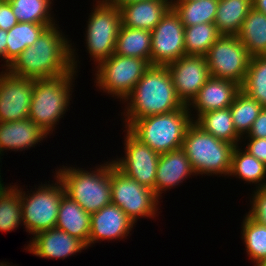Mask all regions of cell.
Returning <instances> with one entry per match:
<instances>
[{"label": "cell", "mask_w": 266, "mask_h": 266, "mask_svg": "<svg viewBox=\"0 0 266 266\" xmlns=\"http://www.w3.org/2000/svg\"><path fill=\"white\" fill-rule=\"evenodd\" d=\"M172 8V0H143L120 8L125 27L152 31Z\"/></svg>", "instance_id": "obj_20"}, {"label": "cell", "mask_w": 266, "mask_h": 266, "mask_svg": "<svg viewBox=\"0 0 266 266\" xmlns=\"http://www.w3.org/2000/svg\"><path fill=\"white\" fill-rule=\"evenodd\" d=\"M123 101L127 102L123 114L125 129L135 119L169 113L185 106L175 92L167 66L160 65H150Z\"/></svg>", "instance_id": "obj_2"}, {"label": "cell", "mask_w": 266, "mask_h": 266, "mask_svg": "<svg viewBox=\"0 0 266 266\" xmlns=\"http://www.w3.org/2000/svg\"><path fill=\"white\" fill-rule=\"evenodd\" d=\"M47 135L29 117L14 122H0V157L4 150L23 151L35 147Z\"/></svg>", "instance_id": "obj_21"}, {"label": "cell", "mask_w": 266, "mask_h": 266, "mask_svg": "<svg viewBox=\"0 0 266 266\" xmlns=\"http://www.w3.org/2000/svg\"><path fill=\"white\" fill-rule=\"evenodd\" d=\"M18 22L56 24L51 17V0H8Z\"/></svg>", "instance_id": "obj_34"}, {"label": "cell", "mask_w": 266, "mask_h": 266, "mask_svg": "<svg viewBox=\"0 0 266 266\" xmlns=\"http://www.w3.org/2000/svg\"><path fill=\"white\" fill-rule=\"evenodd\" d=\"M0 175V231L11 232L23 225L22 206L18 186H4Z\"/></svg>", "instance_id": "obj_30"}, {"label": "cell", "mask_w": 266, "mask_h": 266, "mask_svg": "<svg viewBox=\"0 0 266 266\" xmlns=\"http://www.w3.org/2000/svg\"><path fill=\"white\" fill-rule=\"evenodd\" d=\"M237 36L251 57L266 55V14L252 7Z\"/></svg>", "instance_id": "obj_24"}, {"label": "cell", "mask_w": 266, "mask_h": 266, "mask_svg": "<svg viewBox=\"0 0 266 266\" xmlns=\"http://www.w3.org/2000/svg\"><path fill=\"white\" fill-rule=\"evenodd\" d=\"M124 138L125 157L112 160L127 177L154 191L156 169L160 154L137 139L128 129Z\"/></svg>", "instance_id": "obj_12"}, {"label": "cell", "mask_w": 266, "mask_h": 266, "mask_svg": "<svg viewBox=\"0 0 266 266\" xmlns=\"http://www.w3.org/2000/svg\"><path fill=\"white\" fill-rule=\"evenodd\" d=\"M232 121L236 132L244 139L253 122L259 116L262 106L243 90H239L230 105Z\"/></svg>", "instance_id": "obj_31"}, {"label": "cell", "mask_w": 266, "mask_h": 266, "mask_svg": "<svg viewBox=\"0 0 266 266\" xmlns=\"http://www.w3.org/2000/svg\"><path fill=\"white\" fill-rule=\"evenodd\" d=\"M111 203L119 206L134 222L140 217H155L159 210V198L155 192L139 184L121 171L110 161Z\"/></svg>", "instance_id": "obj_9"}, {"label": "cell", "mask_w": 266, "mask_h": 266, "mask_svg": "<svg viewBox=\"0 0 266 266\" xmlns=\"http://www.w3.org/2000/svg\"><path fill=\"white\" fill-rule=\"evenodd\" d=\"M7 31L0 29V57L6 63Z\"/></svg>", "instance_id": "obj_40"}, {"label": "cell", "mask_w": 266, "mask_h": 266, "mask_svg": "<svg viewBox=\"0 0 266 266\" xmlns=\"http://www.w3.org/2000/svg\"><path fill=\"white\" fill-rule=\"evenodd\" d=\"M99 166L89 172L70 166L55 170L65 194L90 214L111 203L110 161Z\"/></svg>", "instance_id": "obj_5"}, {"label": "cell", "mask_w": 266, "mask_h": 266, "mask_svg": "<svg viewBox=\"0 0 266 266\" xmlns=\"http://www.w3.org/2000/svg\"><path fill=\"white\" fill-rule=\"evenodd\" d=\"M221 34L214 23H200L184 30L186 55L205 56Z\"/></svg>", "instance_id": "obj_32"}, {"label": "cell", "mask_w": 266, "mask_h": 266, "mask_svg": "<svg viewBox=\"0 0 266 266\" xmlns=\"http://www.w3.org/2000/svg\"><path fill=\"white\" fill-rule=\"evenodd\" d=\"M255 266H266V259H264L261 262L257 263Z\"/></svg>", "instance_id": "obj_43"}, {"label": "cell", "mask_w": 266, "mask_h": 266, "mask_svg": "<svg viewBox=\"0 0 266 266\" xmlns=\"http://www.w3.org/2000/svg\"><path fill=\"white\" fill-rule=\"evenodd\" d=\"M250 199L251 210L247 215L255 222L266 226V187L256 189Z\"/></svg>", "instance_id": "obj_36"}, {"label": "cell", "mask_w": 266, "mask_h": 266, "mask_svg": "<svg viewBox=\"0 0 266 266\" xmlns=\"http://www.w3.org/2000/svg\"><path fill=\"white\" fill-rule=\"evenodd\" d=\"M240 89L234 81L210 77L187 105L189 110L193 107L197 114L191 117L192 121L205 112L229 108Z\"/></svg>", "instance_id": "obj_18"}, {"label": "cell", "mask_w": 266, "mask_h": 266, "mask_svg": "<svg viewBox=\"0 0 266 266\" xmlns=\"http://www.w3.org/2000/svg\"><path fill=\"white\" fill-rule=\"evenodd\" d=\"M239 147L236 145L233 149L228 176H236L245 182L257 184L256 189L266 187V165Z\"/></svg>", "instance_id": "obj_25"}, {"label": "cell", "mask_w": 266, "mask_h": 266, "mask_svg": "<svg viewBox=\"0 0 266 266\" xmlns=\"http://www.w3.org/2000/svg\"><path fill=\"white\" fill-rule=\"evenodd\" d=\"M34 81V78L12 75L6 69L0 72V122L28 117Z\"/></svg>", "instance_id": "obj_14"}, {"label": "cell", "mask_w": 266, "mask_h": 266, "mask_svg": "<svg viewBox=\"0 0 266 266\" xmlns=\"http://www.w3.org/2000/svg\"><path fill=\"white\" fill-rule=\"evenodd\" d=\"M252 6L257 11L266 14V0H252Z\"/></svg>", "instance_id": "obj_41"}, {"label": "cell", "mask_w": 266, "mask_h": 266, "mask_svg": "<svg viewBox=\"0 0 266 266\" xmlns=\"http://www.w3.org/2000/svg\"><path fill=\"white\" fill-rule=\"evenodd\" d=\"M252 0H218L214 24L220 34L237 35L252 8Z\"/></svg>", "instance_id": "obj_23"}, {"label": "cell", "mask_w": 266, "mask_h": 266, "mask_svg": "<svg viewBox=\"0 0 266 266\" xmlns=\"http://www.w3.org/2000/svg\"><path fill=\"white\" fill-rule=\"evenodd\" d=\"M246 138H266V107L262 108L259 116L253 122Z\"/></svg>", "instance_id": "obj_39"}, {"label": "cell", "mask_w": 266, "mask_h": 266, "mask_svg": "<svg viewBox=\"0 0 266 266\" xmlns=\"http://www.w3.org/2000/svg\"><path fill=\"white\" fill-rule=\"evenodd\" d=\"M115 54L137 57L150 64L151 31L125 27L121 24L116 40Z\"/></svg>", "instance_id": "obj_26"}, {"label": "cell", "mask_w": 266, "mask_h": 266, "mask_svg": "<svg viewBox=\"0 0 266 266\" xmlns=\"http://www.w3.org/2000/svg\"><path fill=\"white\" fill-rule=\"evenodd\" d=\"M149 66L144 59L114 53L96 66V86L123 101Z\"/></svg>", "instance_id": "obj_10"}, {"label": "cell", "mask_w": 266, "mask_h": 266, "mask_svg": "<svg viewBox=\"0 0 266 266\" xmlns=\"http://www.w3.org/2000/svg\"><path fill=\"white\" fill-rule=\"evenodd\" d=\"M90 223L88 247L101 240L110 241L126 238L135 226L124 211L113 203H109L98 212L91 214Z\"/></svg>", "instance_id": "obj_17"}, {"label": "cell", "mask_w": 266, "mask_h": 266, "mask_svg": "<svg viewBox=\"0 0 266 266\" xmlns=\"http://www.w3.org/2000/svg\"><path fill=\"white\" fill-rule=\"evenodd\" d=\"M184 30L179 15L171 8L151 31L150 65L167 66L186 55Z\"/></svg>", "instance_id": "obj_13"}, {"label": "cell", "mask_w": 266, "mask_h": 266, "mask_svg": "<svg viewBox=\"0 0 266 266\" xmlns=\"http://www.w3.org/2000/svg\"><path fill=\"white\" fill-rule=\"evenodd\" d=\"M75 74L72 70L66 75L34 81L28 117L47 134L53 133L57 122L68 111Z\"/></svg>", "instance_id": "obj_4"}, {"label": "cell", "mask_w": 266, "mask_h": 266, "mask_svg": "<svg viewBox=\"0 0 266 266\" xmlns=\"http://www.w3.org/2000/svg\"><path fill=\"white\" fill-rule=\"evenodd\" d=\"M91 214L87 213L76 201L64 194L57 215L56 228L83 241L88 247L91 230Z\"/></svg>", "instance_id": "obj_22"}, {"label": "cell", "mask_w": 266, "mask_h": 266, "mask_svg": "<svg viewBox=\"0 0 266 266\" xmlns=\"http://www.w3.org/2000/svg\"><path fill=\"white\" fill-rule=\"evenodd\" d=\"M234 147L205 132L194 121L188 126L182 145L196 175L219 177L229 175Z\"/></svg>", "instance_id": "obj_6"}, {"label": "cell", "mask_w": 266, "mask_h": 266, "mask_svg": "<svg viewBox=\"0 0 266 266\" xmlns=\"http://www.w3.org/2000/svg\"><path fill=\"white\" fill-rule=\"evenodd\" d=\"M18 23L16 16L13 14L10 2L0 0V29L10 30Z\"/></svg>", "instance_id": "obj_37"}, {"label": "cell", "mask_w": 266, "mask_h": 266, "mask_svg": "<svg viewBox=\"0 0 266 266\" xmlns=\"http://www.w3.org/2000/svg\"><path fill=\"white\" fill-rule=\"evenodd\" d=\"M55 24H38L28 22H18L7 31L6 64L3 69H7L13 61L27 47L32 46L41 33Z\"/></svg>", "instance_id": "obj_27"}, {"label": "cell", "mask_w": 266, "mask_h": 266, "mask_svg": "<svg viewBox=\"0 0 266 266\" xmlns=\"http://www.w3.org/2000/svg\"><path fill=\"white\" fill-rule=\"evenodd\" d=\"M29 242L27 251L47 259H65L88 248L83 241L56 227L37 233Z\"/></svg>", "instance_id": "obj_16"}, {"label": "cell", "mask_w": 266, "mask_h": 266, "mask_svg": "<svg viewBox=\"0 0 266 266\" xmlns=\"http://www.w3.org/2000/svg\"><path fill=\"white\" fill-rule=\"evenodd\" d=\"M58 27V28H57ZM58 24L47 27L32 46L22 51L6 69L25 78H52L77 70L76 52Z\"/></svg>", "instance_id": "obj_1"}, {"label": "cell", "mask_w": 266, "mask_h": 266, "mask_svg": "<svg viewBox=\"0 0 266 266\" xmlns=\"http://www.w3.org/2000/svg\"><path fill=\"white\" fill-rule=\"evenodd\" d=\"M196 175L184 149L178 148L159 156L154 192L160 199L162 191L180 185L188 176ZM180 183V184H179Z\"/></svg>", "instance_id": "obj_19"}, {"label": "cell", "mask_w": 266, "mask_h": 266, "mask_svg": "<svg viewBox=\"0 0 266 266\" xmlns=\"http://www.w3.org/2000/svg\"><path fill=\"white\" fill-rule=\"evenodd\" d=\"M187 105L169 113L133 120L126 128L159 154L181 148L188 126L193 122Z\"/></svg>", "instance_id": "obj_3"}, {"label": "cell", "mask_w": 266, "mask_h": 266, "mask_svg": "<svg viewBox=\"0 0 266 266\" xmlns=\"http://www.w3.org/2000/svg\"><path fill=\"white\" fill-rule=\"evenodd\" d=\"M204 57L211 77L243 84L251 56L237 35L221 34Z\"/></svg>", "instance_id": "obj_11"}, {"label": "cell", "mask_w": 266, "mask_h": 266, "mask_svg": "<svg viewBox=\"0 0 266 266\" xmlns=\"http://www.w3.org/2000/svg\"><path fill=\"white\" fill-rule=\"evenodd\" d=\"M54 177L55 184H41L32 194H27L22 191L23 189H19L23 225L26 232L33 236L56 227L59 205L65 194V189L57 175Z\"/></svg>", "instance_id": "obj_7"}, {"label": "cell", "mask_w": 266, "mask_h": 266, "mask_svg": "<svg viewBox=\"0 0 266 266\" xmlns=\"http://www.w3.org/2000/svg\"><path fill=\"white\" fill-rule=\"evenodd\" d=\"M194 122L205 132L234 146L239 145L240 143L238 142L243 140L234 128L230 108L205 112Z\"/></svg>", "instance_id": "obj_28"}, {"label": "cell", "mask_w": 266, "mask_h": 266, "mask_svg": "<svg viewBox=\"0 0 266 266\" xmlns=\"http://www.w3.org/2000/svg\"><path fill=\"white\" fill-rule=\"evenodd\" d=\"M218 0H172V8L184 27L200 23H214Z\"/></svg>", "instance_id": "obj_29"}, {"label": "cell", "mask_w": 266, "mask_h": 266, "mask_svg": "<svg viewBox=\"0 0 266 266\" xmlns=\"http://www.w3.org/2000/svg\"><path fill=\"white\" fill-rule=\"evenodd\" d=\"M242 221L241 237L244 240L246 252L254 265L266 259V226L255 222L247 214Z\"/></svg>", "instance_id": "obj_35"}, {"label": "cell", "mask_w": 266, "mask_h": 266, "mask_svg": "<svg viewBox=\"0 0 266 266\" xmlns=\"http://www.w3.org/2000/svg\"><path fill=\"white\" fill-rule=\"evenodd\" d=\"M247 147L243 148L266 165V138H247Z\"/></svg>", "instance_id": "obj_38"}, {"label": "cell", "mask_w": 266, "mask_h": 266, "mask_svg": "<svg viewBox=\"0 0 266 266\" xmlns=\"http://www.w3.org/2000/svg\"><path fill=\"white\" fill-rule=\"evenodd\" d=\"M241 90L266 107V55L250 58L248 70Z\"/></svg>", "instance_id": "obj_33"}, {"label": "cell", "mask_w": 266, "mask_h": 266, "mask_svg": "<svg viewBox=\"0 0 266 266\" xmlns=\"http://www.w3.org/2000/svg\"><path fill=\"white\" fill-rule=\"evenodd\" d=\"M178 98L188 105L211 77L204 56L184 55L167 65Z\"/></svg>", "instance_id": "obj_15"}, {"label": "cell", "mask_w": 266, "mask_h": 266, "mask_svg": "<svg viewBox=\"0 0 266 266\" xmlns=\"http://www.w3.org/2000/svg\"><path fill=\"white\" fill-rule=\"evenodd\" d=\"M106 1L120 9L122 6L126 4L143 0H106Z\"/></svg>", "instance_id": "obj_42"}, {"label": "cell", "mask_w": 266, "mask_h": 266, "mask_svg": "<svg viewBox=\"0 0 266 266\" xmlns=\"http://www.w3.org/2000/svg\"><path fill=\"white\" fill-rule=\"evenodd\" d=\"M89 15L85 35L86 48L96 64L115 53L118 31L122 24L121 11L106 0H96Z\"/></svg>", "instance_id": "obj_8"}]
</instances>
